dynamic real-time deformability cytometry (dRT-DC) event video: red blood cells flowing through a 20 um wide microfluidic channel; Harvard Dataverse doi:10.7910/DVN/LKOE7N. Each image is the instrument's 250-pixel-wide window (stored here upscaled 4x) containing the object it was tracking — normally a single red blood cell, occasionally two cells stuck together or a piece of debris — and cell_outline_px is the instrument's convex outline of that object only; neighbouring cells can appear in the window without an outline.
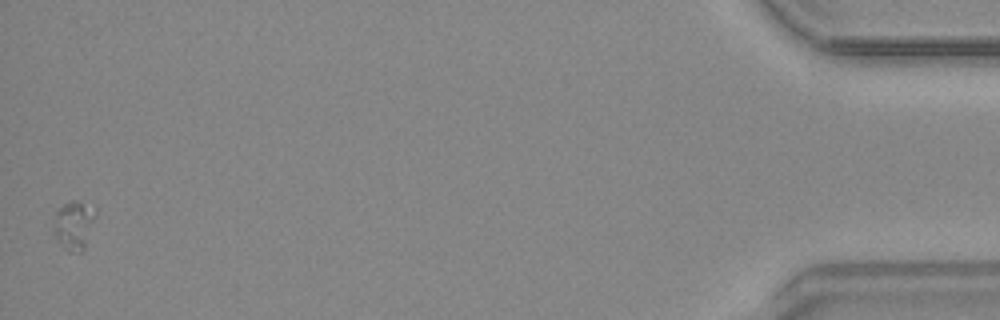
{"species": "common noctule bat (a hibernating species)", "species_latin": "Nyctalus noctula", "temperature_condition": "warm", "stored_images_in_passage": 50, "camera_frame_rate_fps": 3000, "um_per_image_px": 0.085, "animal": {"sex": "male", "body_mass_g": 20.4}, "frame": {"image": 1, "passage_image": 50, "time_ms": 16.333, "image_size_px": [1000, 320], "cell_outline_px": [[96, 216], [84, 252], [68, 252], [60, 244], [56, 236], [56, 212], [64, 204], [72, 200], [96, 208]], "centroid_in_image_um": [6.35, 19.17], "position_along_channel_um": 428.9, "area_um2": 11.62}}